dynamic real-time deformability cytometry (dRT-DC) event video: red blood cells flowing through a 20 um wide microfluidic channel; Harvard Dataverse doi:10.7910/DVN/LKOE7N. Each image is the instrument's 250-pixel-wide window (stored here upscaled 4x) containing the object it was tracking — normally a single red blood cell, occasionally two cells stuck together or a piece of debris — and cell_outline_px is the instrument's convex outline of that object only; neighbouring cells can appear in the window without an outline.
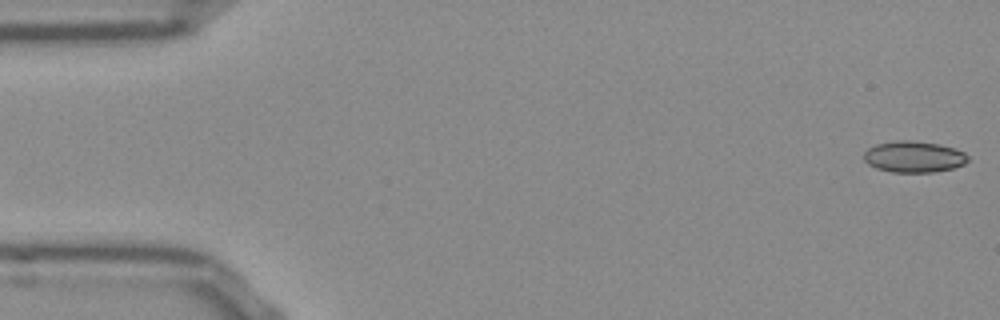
{"species": "Egyptian fruit bat (a non-hibernating species)", "species_latin": "Rousettus aegyptiacus", "temperature_condition": "room temperature", "stored_images_in_passage": 52, "camera_frame_rate_fps": 3000, "um_per_image_px": 0.085, "frame": {"image": 1, "passage_image": 1, "time_ms": 0.0, "image_size_px": [1000, 320], "cell_outline_px": [[968, 160], [964, 164], [952, 168], [932, 172], [892, 172], [876, 168], [868, 164], [864, 160], [864, 152], [868, 148], [876, 144], [896, 140], [908, 140], [940, 144], [956, 148], [964, 152], [968, 156]], "centroid_in_image_um": [77.67, 13.32], "position_along_channel_um": 7.3, "area_um2": 19.02}}
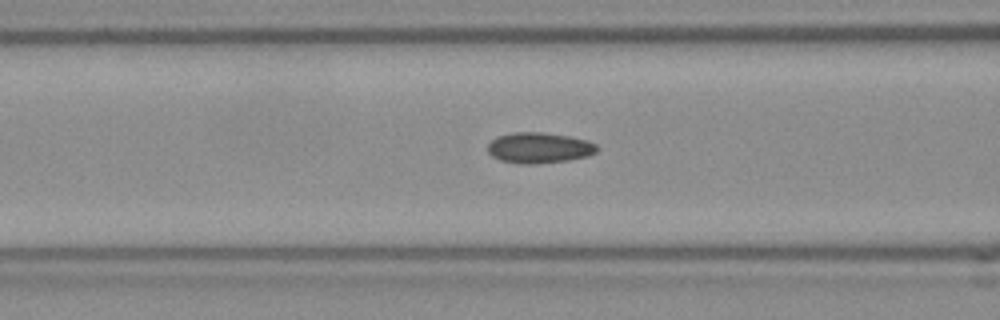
{"frame": {"image": 2, "passage_image": 20, "time_ms": 6.333, "image_size_px": [1000, 320], "cell_outline_px": [[600, 148], [596, 152], [588, 156], [568, 160], [532, 164], [520, 164], [500, 160], [492, 156], [488, 152], [488, 144], [492, 140], [500, 136], [512, 132], [544, 132], [568, 136], [584, 140], [596, 144]], "centroid_in_image_um": [45.83, 12.57], "position_along_channel_um": 120.8, "area_um2": 19.48}}
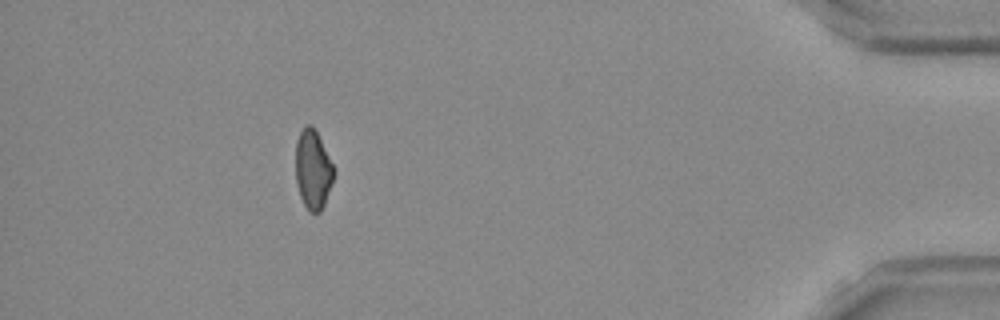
{"frame": {"image": 3, "passage_image": 47, "time_ms": 15.333, "image_size_px": [1000, 320], "cell_outline_px": [[332, 180], [324, 204], [320, 212], [308, 212], [300, 196], [296, 180], [296, 140], [304, 124], [312, 124], [332, 164]], "centroid_in_image_um": [26.55, 14.4], "position_along_channel_um": 408.6, "area_um2": 17.11}, "authors_computed_cell_mechanics": {"area_um2": 18.5827, "velocity_mm_per_s": 3.863, "shape_relaxation_time_tau1_ms": null, "shape_relaxation_time_tau2_ms": 3.8902, "deformation_change_tau1": null, "deformation_change_tau2": 0.0838}}